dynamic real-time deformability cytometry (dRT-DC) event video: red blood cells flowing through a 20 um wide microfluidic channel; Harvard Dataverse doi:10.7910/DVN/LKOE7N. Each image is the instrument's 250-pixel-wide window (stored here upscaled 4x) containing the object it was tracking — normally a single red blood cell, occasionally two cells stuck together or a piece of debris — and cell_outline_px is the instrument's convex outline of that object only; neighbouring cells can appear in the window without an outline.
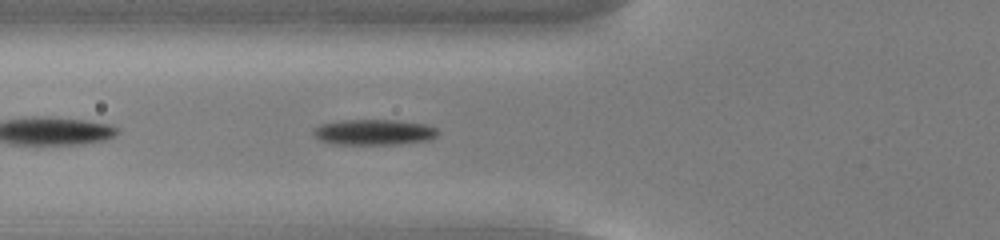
{"species": "common noctule bat (a hibernating species)", "species_latin": "Nyctalus noctula", "temperature_condition": "cold", "stored_images_in_passage": 39, "camera_frame_rate_fps": 3000, "um_per_image_px": 0.085, "animal": {"sex": "male", "body_mass_g": 13.0, "forearm_length_mm": 53.1}, "frame": {"image": 1, "passage_image": 5, "time_ms": 1.333, "image_size_px": [1000, 240], "cell_outline_px": [[440, 132], [432, 140], [400, 144], [332, 144], [320, 140], [312, 132], [320, 124], [344, 120], [396, 120], [424, 124], [436, 128]], "centroid_in_image_um": [31.83, 11.24], "position_along_channel_um": 94.0, "area_um2": 18.61}}
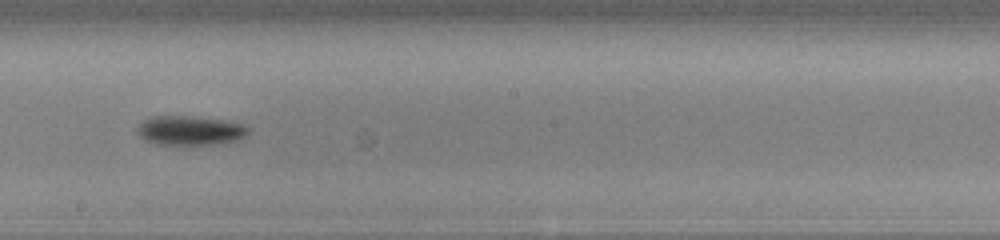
{"frame": {"image": 2, "passage_image": 16, "time_ms": 5.0, "image_size_px": [1000, 240], "cell_outline_px": [[252, 128], [240, 140], [224, 144], [188, 148], [156, 144], [144, 140], [136, 132], [136, 128], [144, 120], [152, 116], [188, 116], [224, 120], [244, 124]], "centroid_in_image_um": [16.18, 11.16], "position_along_channel_um": 232.0, "area_um2": 20.17}}
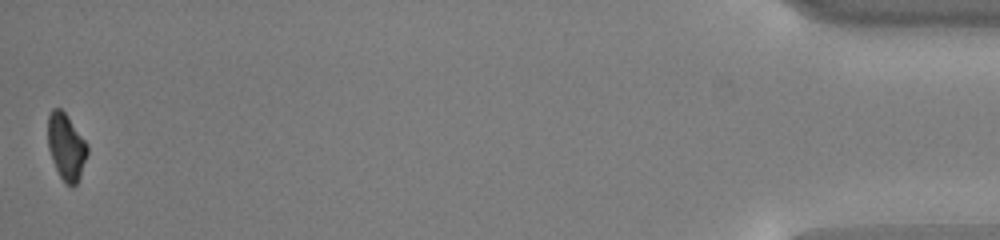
{"frame": {"image": 3, "passage_image": 39, "time_ms": 12.667, "image_size_px": [1000, 240], "cell_outline_px": [[88, 152], [80, 176], [76, 184], [72, 188], [64, 184], [52, 160], [48, 148], [48, 116], [52, 108], [60, 108], [68, 116], [88, 144]], "centroid_in_image_um": [5.63, 12.49], "position_along_channel_um": 429.6, "area_um2": 15.43}}